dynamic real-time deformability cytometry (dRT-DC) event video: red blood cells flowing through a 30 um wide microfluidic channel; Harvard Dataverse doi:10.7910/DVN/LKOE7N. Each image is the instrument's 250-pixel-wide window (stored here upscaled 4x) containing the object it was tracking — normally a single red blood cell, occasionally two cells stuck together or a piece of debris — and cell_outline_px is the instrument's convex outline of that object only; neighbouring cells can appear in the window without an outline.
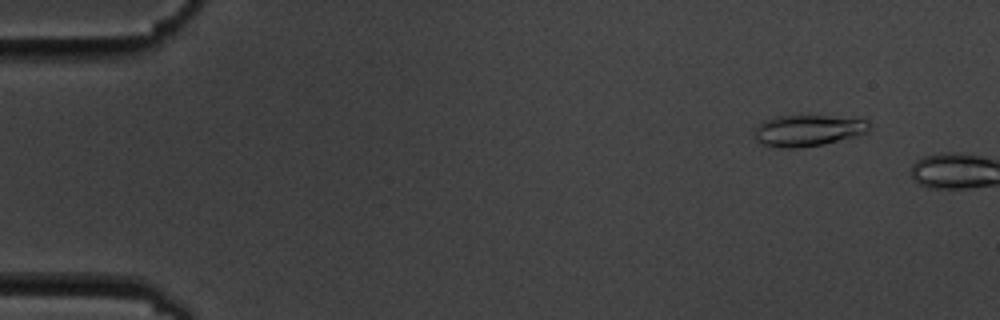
{"species": "common noctule bat (a hibernating species)", "species_latin": "Nyctalus noctula", "temperature_condition": "cold", "stored_images_in_passage": 3, "camera_frame_rate_fps": 3000, "um_per_image_px": 0.085, "animal": {"sex": "male", "body_mass_g": 19.5, "forearm_length_mm": 54.6}, "frame": {"image": 1, "passage_image": 2, "time_ms": 1.0, "image_size_px": [1000, 320], "cell_outline_px": [[872, 124], [864, 132], [852, 136], [824, 144], [796, 148], [772, 148], [760, 144], [756, 140], [752, 132], [764, 120], [780, 116], [828, 116], [868, 120]], "centroid_in_image_um": [68.58, 11.11], "position_along_channel_um": 16.4, "area_um2": 20.81}}